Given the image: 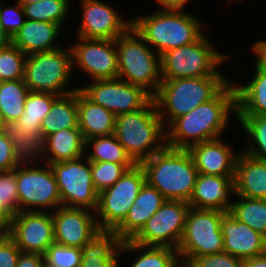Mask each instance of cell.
I'll use <instances>...</instances> for the list:
<instances>
[{
  "label": "cell",
  "mask_w": 266,
  "mask_h": 267,
  "mask_svg": "<svg viewBox=\"0 0 266 267\" xmlns=\"http://www.w3.org/2000/svg\"><path fill=\"white\" fill-rule=\"evenodd\" d=\"M122 240L114 231H99L82 250L80 267H122L118 258Z\"/></svg>",
  "instance_id": "cell-28"
},
{
  "label": "cell",
  "mask_w": 266,
  "mask_h": 267,
  "mask_svg": "<svg viewBox=\"0 0 266 267\" xmlns=\"http://www.w3.org/2000/svg\"><path fill=\"white\" fill-rule=\"evenodd\" d=\"M7 235L22 252L44 255L55 243L52 212H19L11 217Z\"/></svg>",
  "instance_id": "cell-17"
},
{
  "label": "cell",
  "mask_w": 266,
  "mask_h": 267,
  "mask_svg": "<svg viewBox=\"0 0 266 267\" xmlns=\"http://www.w3.org/2000/svg\"><path fill=\"white\" fill-rule=\"evenodd\" d=\"M24 79L0 82V121H16L24 113V104L29 94Z\"/></svg>",
  "instance_id": "cell-34"
},
{
  "label": "cell",
  "mask_w": 266,
  "mask_h": 267,
  "mask_svg": "<svg viewBox=\"0 0 266 267\" xmlns=\"http://www.w3.org/2000/svg\"><path fill=\"white\" fill-rule=\"evenodd\" d=\"M69 47L74 79L79 72L90 81L118 78L116 39L76 37Z\"/></svg>",
  "instance_id": "cell-13"
},
{
  "label": "cell",
  "mask_w": 266,
  "mask_h": 267,
  "mask_svg": "<svg viewBox=\"0 0 266 267\" xmlns=\"http://www.w3.org/2000/svg\"><path fill=\"white\" fill-rule=\"evenodd\" d=\"M15 173L20 212H53L62 207L55 175L49 164L18 165Z\"/></svg>",
  "instance_id": "cell-11"
},
{
  "label": "cell",
  "mask_w": 266,
  "mask_h": 267,
  "mask_svg": "<svg viewBox=\"0 0 266 267\" xmlns=\"http://www.w3.org/2000/svg\"><path fill=\"white\" fill-rule=\"evenodd\" d=\"M184 267H244V260L223 251L193 258Z\"/></svg>",
  "instance_id": "cell-42"
},
{
  "label": "cell",
  "mask_w": 266,
  "mask_h": 267,
  "mask_svg": "<svg viewBox=\"0 0 266 267\" xmlns=\"http://www.w3.org/2000/svg\"><path fill=\"white\" fill-rule=\"evenodd\" d=\"M209 35L205 31L195 42L162 54L161 79L226 76L222 65H228L229 60L232 62L234 55L219 51Z\"/></svg>",
  "instance_id": "cell-5"
},
{
  "label": "cell",
  "mask_w": 266,
  "mask_h": 267,
  "mask_svg": "<svg viewBox=\"0 0 266 267\" xmlns=\"http://www.w3.org/2000/svg\"><path fill=\"white\" fill-rule=\"evenodd\" d=\"M62 30L56 23L26 19L12 43L25 55L53 51L64 46L59 42Z\"/></svg>",
  "instance_id": "cell-23"
},
{
  "label": "cell",
  "mask_w": 266,
  "mask_h": 267,
  "mask_svg": "<svg viewBox=\"0 0 266 267\" xmlns=\"http://www.w3.org/2000/svg\"><path fill=\"white\" fill-rule=\"evenodd\" d=\"M2 1H0V20L4 30L12 39L24 25L26 17L23 7L16 0L12 6Z\"/></svg>",
  "instance_id": "cell-41"
},
{
  "label": "cell",
  "mask_w": 266,
  "mask_h": 267,
  "mask_svg": "<svg viewBox=\"0 0 266 267\" xmlns=\"http://www.w3.org/2000/svg\"><path fill=\"white\" fill-rule=\"evenodd\" d=\"M145 183V171L136 164L112 186L99 192L95 216L100 231H114L124 221Z\"/></svg>",
  "instance_id": "cell-10"
},
{
  "label": "cell",
  "mask_w": 266,
  "mask_h": 267,
  "mask_svg": "<svg viewBox=\"0 0 266 267\" xmlns=\"http://www.w3.org/2000/svg\"><path fill=\"white\" fill-rule=\"evenodd\" d=\"M71 0H41L33 4L21 5L26 19L52 22L62 28L67 25L70 14Z\"/></svg>",
  "instance_id": "cell-36"
},
{
  "label": "cell",
  "mask_w": 266,
  "mask_h": 267,
  "mask_svg": "<svg viewBox=\"0 0 266 267\" xmlns=\"http://www.w3.org/2000/svg\"><path fill=\"white\" fill-rule=\"evenodd\" d=\"M234 187L235 196L266 199V161L241 150L235 164Z\"/></svg>",
  "instance_id": "cell-24"
},
{
  "label": "cell",
  "mask_w": 266,
  "mask_h": 267,
  "mask_svg": "<svg viewBox=\"0 0 266 267\" xmlns=\"http://www.w3.org/2000/svg\"><path fill=\"white\" fill-rule=\"evenodd\" d=\"M78 128L85 140L114 134L116 116L77 90Z\"/></svg>",
  "instance_id": "cell-25"
},
{
  "label": "cell",
  "mask_w": 266,
  "mask_h": 267,
  "mask_svg": "<svg viewBox=\"0 0 266 267\" xmlns=\"http://www.w3.org/2000/svg\"><path fill=\"white\" fill-rule=\"evenodd\" d=\"M250 46L251 53L254 58H252L253 65L259 69L266 70V38L264 37L262 40L256 39V41L252 42Z\"/></svg>",
  "instance_id": "cell-45"
},
{
  "label": "cell",
  "mask_w": 266,
  "mask_h": 267,
  "mask_svg": "<svg viewBox=\"0 0 266 267\" xmlns=\"http://www.w3.org/2000/svg\"><path fill=\"white\" fill-rule=\"evenodd\" d=\"M16 267H45L44 255L21 252Z\"/></svg>",
  "instance_id": "cell-46"
},
{
  "label": "cell",
  "mask_w": 266,
  "mask_h": 267,
  "mask_svg": "<svg viewBox=\"0 0 266 267\" xmlns=\"http://www.w3.org/2000/svg\"><path fill=\"white\" fill-rule=\"evenodd\" d=\"M73 80L77 83V79H74L73 76L72 55L69 45L53 51L27 55L24 82L30 92L66 95L79 89V84L75 85Z\"/></svg>",
  "instance_id": "cell-8"
},
{
  "label": "cell",
  "mask_w": 266,
  "mask_h": 267,
  "mask_svg": "<svg viewBox=\"0 0 266 267\" xmlns=\"http://www.w3.org/2000/svg\"><path fill=\"white\" fill-rule=\"evenodd\" d=\"M21 252L7 234L0 235V267H16Z\"/></svg>",
  "instance_id": "cell-43"
},
{
  "label": "cell",
  "mask_w": 266,
  "mask_h": 267,
  "mask_svg": "<svg viewBox=\"0 0 266 267\" xmlns=\"http://www.w3.org/2000/svg\"><path fill=\"white\" fill-rule=\"evenodd\" d=\"M124 255L133 256L126 267H182L177 249L167 246H144L132 240L122 241L118 254L120 262L124 263Z\"/></svg>",
  "instance_id": "cell-26"
},
{
  "label": "cell",
  "mask_w": 266,
  "mask_h": 267,
  "mask_svg": "<svg viewBox=\"0 0 266 267\" xmlns=\"http://www.w3.org/2000/svg\"><path fill=\"white\" fill-rule=\"evenodd\" d=\"M55 243L82 248L100 231L95 212L85 208L58 207L52 212Z\"/></svg>",
  "instance_id": "cell-18"
},
{
  "label": "cell",
  "mask_w": 266,
  "mask_h": 267,
  "mask_svg": "<svg viewBox=\"0 0 266 267\" xmlns=\"http://www.w3.org/2000/svg\"><path fill=\"white\" fill-rule=\"evenodd\" d=\"M118 78L154 96L160 87V55L131 26L116 39Z\"/></svg>",
  "instance_id": "cell-7"
},
{
  "label": "cell",
  "mask_w": 266,
  "mask_h": 267,
  "mask_svg": "<svg viewBox=\"0 0 266 267\" xmlns=\"http://www.w3.org/2000/svg\"><path fill=\"white\" fill-rule=\"evenodd\" d=\"M1 131L11 141L13 155L19 165L44 163L42 136L21 133L17 121L1 123Z\"/></svg>",
  "instance_id": "cell-30"
},
{
  "label": "cell",
  "mask_w": 266,
  "mask_h": 267,
  "mask_svg": "<svg viewBox=\"0 0 266 267\" xmlns=\"http://www.w3.org/2000/svg\"><path fill=\"white\" fill-rule=\"evenodd\" d=\"M85 141L79 128L55 132L43 140L44 163H59L84 155Z\"/></svg>",
  "instance_id": "cell-29"
},
{
  "label": "cell",
  "mask_w": 266,
  "mask_h": 267,
  "mask_svg": "<svg viewBox=\"0 0 266 267\" xmlns=\"http://www.w3.org/2000/svg\"><path fill=\"white\" fill-rule=\"evenodd\" d=\"M58 97L59 95L50 92H29L24 104V113L16 120L21 133L42 136V120L49 114L53 102Z\"/></svg>",
  "instance_id": "cell-32"
},
{
  "label": "cell",
  "mask_w": 266,
  "mask_h": 267,
  "mask_svg": "<svg viewBox=\"0 0 266 267\" xmlns=\"http://www.w3.org/2000/svg\"><path fill=\"white\" fill-rule=\"evenodd\" d=\"M81 17L75 37L88 39H117L131 26L132 18H126L106 0H78ZM123 15V16H122Z\"/></svg>",
  "instance_id": "cell-16"
},
{
  "label": "cell",
  "mask_w": 266,
  "mask_h": 267,
  "mask_svg": "<svg viewBox=\"0 0 266 267\" xmlns=\"http://www.w3.org/2000/svg\"><path fill=\"white\" fill-rule=\"evenodd\" d=\"M157 3L158 9L162 10H182L186 11L187 4L192 0H154Z\"/></svg>",
  "instance_id": "cell-47"
},
{
  "label": "cell",
  "mask_w": 266,
  "mask_h": 267,
  "mask_svg": "<svg viewBox=\"0 0 266 267\" xmlns=\"http://www.w3.org/2000/svg\"><path fill=\"white\" fill-rule=\"evenodd\" d=\"M11 217L0 207V235L8 234Z\"/></svg>",
  "instance_id": "cell-49"
},
{
  "label": "cell",
  "mask_w": 266,
  "mask_h": 267,
  "mask_svg": "<svg viewBox=\"0 0 266 267\" xmlns=\"http://www.w3.org/2000/svg\"><path fill=\"white\" fill-rule=\"evenodd\" d=\"M79 90L93 103L101 105L115 116L144 108L153 96L144 88L120 78L91 80L80 84Z\"/></svg>",
  "instance_id": "cell-14"
},
{
  "label": "cell",
  "mask_w": 266,
  "mask_h": 267,
  "mask_svg": "<svg viewBox=\"0 0 266 267\" xmlns=\"http://www.w3.org/2000/svg\"><path fill=\"white\" fill-rule=\"evenodd\" d=\"M81 257L80 248L53 243L44 254L45 267H80Z\"/></svg>",
  "instance_id": "cell-40"
},
{
  "label": "cell",
  "mask_w": 266,
  "mask_h": 267,
  "mask_svg": "<svg viewBox=\"0 0 266 267\" xmlns=\"http://www.w3.org/2000/svg\"><path fill=\"white\" fill-rule=\"evenodd\" d=\"M165 200L156 188L146 182L130 207L124 221L114 232L122 241L132 240Z\"/></svg>",
  "instance_id": "cell-22"
},
{
  "label": "cell",
  "mask_w": 266,
  "mask_h": 267,
  "mask_svg": "<svg viewBox=\"0 0 266 267\" xmlns=\"http://www.w3.org/2000/svg\"><path fill=\"white\" fill-rule=\"evenodd\" d=\"M55 175L62 207L85 208L96 211L98 191L91 175V161L85 155L59 163L49 164Z\"/></svg>",
  "instance_id": "cell-12"
},
{
  "label": "cell",
  "mask_w": 266,
  "mask_h": 267,
  "mask_svg": "<svg viewBox=\"0 0 266 267\" xmlns=\"http://www.w3.org/2000/svg\"><path fill=\"white\" fill-rule=\"evenodd\" d=\"M224 252L245 260L266 253V237L227 212L221 221Z\"/></svg>",
  "instance_id": "cell-20"
},
{
  "label": "cell",
  "mask_w": 266,
  "mask_h": 267,
  "mask_svg": "<svg viewBox=\"0 0 266 267\" xmlns=\"http://www.w3.org/2000/svg\"><path fill=\"white\" fill-rule=\"evenodd\" d=\"M136 163L91 162V175L98 193L119 180Z\"/></svg>",
  "instance_id": "cell-38"
},
{
  "label": "cell",
  "mask_w": 266,
  "mask_h": 267,
  "mask_svg": "<svg viewBox=\"0 0 266 267\" xmlns=\"http://www.w3.org/2000/svg\"><path fill=\"white\" fill-rule=\"evenodd\" d=\"M0 207L10 217L20 212L15 168L0 171Z\"/></svg>",
  "instance_id": "cell-39"
},
{
  "label": "cell",
  "mask_w": 266,
  "mask_h": 267,
  "mask_svg": "<svg viewBox=\"0 0 266 267\" xmlns=\"http://www.w3.org/2000/svg\"><path fill=\"white\" fill-rule=\"evenodd\" d=\"M234 199L229 213L266 237V199L243 196H234Z\"/></svg>",
  "instance_id": "cell-35"
},
{
  "label": "cell",
  "mask_w": 266,
  "mask_h": 267,
  "mask_svg": "<svg viewBox=\"0 0 266 267\" xmlns=\"http://www.w3.org/2000/svg\"><path fill=\"white\" fill-rule=\"evenodd\" d=\"M252 66L254 70L247 83L233 80L237 94V116L266 115V70Z\"/></svg>",
  "instance_id": "cell-27"
},
{
  "label": "cell",
  "mask_w": 266,
  "mask_h": 267,
  "mask_svg": "<svg viewBox=\"0 0 266 267\" xmlns=\"http://www.w3.org/2000/svg\"><path fill=\"white\" fill-rule=\"evenodd\" d=\"M84 155L91 162L135 163L114 134L85 140Z\"/></svg>",
  "instance_id": "cell-33"
},
{
  "label": "cell",
  "mask_w": 266,
  "mask_h": 267,
  "mask_svg": "<svg viewBox=\"0 0 266 267\" xmlns=\"http://www.w3.org/2000/svg\"><path fill=\"white\" fill-rule=\"evenodd\" d=\"M233 78L205 76L162 79L153 99L165 129L176 118L213 99Z\"/></svg>",
  "instance_id": "cell-4"
},
{
  "label": "cell",
  "mask_w": 266,
  "mask_h": 267,
  "mask_svg": "<svg viewBox=\"0 0 266 267\" xmlns=\"http://www.w3.org/2000/svg\"><path fill=\"white\" fill-rule=\"evenodd\" d=\"M189 209L188 202L165 200L132 241L144 246L177 249L184 233Z\"/></svg>",
  "instance_id": "cell-15"
},
{
  "label": "cell",
  "mask_w": 266,
  "mask_h": 267,
  "mask_svg": "<svg viewBox=\"0 0 266 267\" xmlns=\"http://www.w3.org/2000/svg\"><path fill=\"white\" fill-rule=\"evenodd\" d=\"M20 5L33 4L41 0H16Z\"/></svg>",
  "instance_id": "cell-51"
},
{
  "label": "cell",
  "mask_w": 266,
  "mask_h": 267,
  "mask_svg": "<svg viewBox=\"0 0 266 267\" xmlns=\"http://www.w3.org/2000/svg\"><path fill=\"white\" fill-rule=\"evenodd\" d=\"M233 1H236V3L239 1L238 4H240V1H241V0H229V3L233 2ZM242 1H243V0H242Z\"/></svg>",
  "instance_id": "cell-52"
},
{
  "label": "cell",
  "mask_w": 266,
  "mask_h": 267,
  "mask_svg": "<svg viewBox=\"0 0 266 267\" xmlns=\"http://www.w3.org/2000/svg\"><path fill=\"white\" fill-rule=\"evenodd\" d=\"M114 135L136 164L166 146V130L154 99L144 108L116 116Z\"/></svg>",
  "instance_id": "cell-6"
},
{
  "label": "cell",
  "mask_w": 266,
  "mask_h": 267,
  "mask_svg": "<svg viewBox=\"0 0 266 267\" xmlns=\"http://www.w3.org/2000/svg\"><path fill=\"white\" fill-rule=\"evenodd\" d=\"M227 212L190 207L177 248L182 266L191 259L224 251L221 221Z\"/></svg>",
  "instance_id": "cell-9"
},
{
  "label": "cell",
  "mask_w": 266,
  "mask_h": 267,
  "mask_svg": "<svg viewBox=\"0 0 266 267\" xmlns=\"http://www.w3.org/2000/svg\"><path fill=\"white\" fill-rule=\"evenodd\" d=\"M220 137L190 146V153L198 174L235 176V164L240 150Z\"/></svg>",
  "instance_id": "cell-19"
},
{
  "label": "cell",
  "mask_w": 266,
  "mask_h": 267,
  "mask_svg": "<svg viewBox=\"0 0 266 267\" xmlns=\"http://www.w3.org/2000/svg\"><path fill=\"white\" fill-rule=\"evenodd\" d=\"M78 128L77 91L59 96L51 106L49 114L42 120L43 140L60 130Z\"/></svg>",
  "instance_id": "cell-31"
},
{
  "label": "cell",
  "mask_w": 266,
  "mask_h": 267,
  "mask_svg": "<svg viewBox=\"0 0 266 267\" xmlns=\"http://www.w3.org/2000/svg\"><path fill=\"white\" fill-rule=\"evenodd\" d=\"M234 196V176L198 174L188 204L190 207L197 209H215L229 212Z\"/></svg>",
  "instance_id": "cell-21"
},
{
  "label": "cell",
  "mask_w": 266,
  "mask_h": 267,
  "mask_svg": "<svg viewBox=\"0 0 266 267\" xmlns=\"http://www.w3.org/2000/svg\"><path fill=\"white\" fill-rule=\"evenodd\" d=\"M237 119V94L231 80L213 99L176 118L166 130V146L188 149L190 146L225 136Z\"/></svg>",
  "instance_id": "cell-1"
},
{
  "label": "cell",
  "mask_w": 266,
  "mask_h": 267,
  "mask_svg": "<svg viewBox=\"0 0 266 267\" xmlns=\"http://www.w3.org/2000/svg\"><path fill=\"white\" fill-rule=\"evenodd\" d=\"M144 15L131 17L132 27L160 56L195 42L209 27L203 22L205 19L187 10H162L157 7L154 12Z\"/></svg>",
  "instance_id": "cell-2"
},
{
  "label": "cell",
  "mask_w": 266,
  "mask_h": 267,
  "mask_svg": "<svg viewBox=\"0 0 266 267\" xmlns=\"http://www.w3.org/2000/svg\"><path fill=\"white\" fill-rule=\"evenodd\" d=\"M26 57L13 43L0 46V82L24 79Z\"/></svg>",
  "instance_id": "cell-37"
},
{
  "label": "cell",
  "mask_w": 266,
  "mask_h": 267,
  "mask_svg": "<svg viewBox=\"0 0 266 267\" xmlns=\"http://www.w3.org/2000/svg\"><path fill=\"white\" fill-rule=\"evenodd\" d=\"M140 165L145 171L146 182L166 200L189 202L198 171L187 149L165 146Z\"/></svg>",
  "instance_id": "cell-3"
},
{
  "label": "cell",
  "mask_w": 266,
  "mask_h": 267,
  "mask_svg": "<svg viewBox=\"0 0 266 267\" xmlns=\"http://www.w3.org/2000/svg\"><path fill=\"white\" fill-rule=\"evenodd\" d=\"M244 267H266V253L245 259Z\"/></svg>",
  "instance_id": "cell-48"
},
{
  "label": "cell",
  "mask_w": 266,
  "mask_h": 267,
  "mask_svg": "<svg viewBox=\"0 0 266 267\" xmlns=\"http://www.w3.org/2000/svg\"><path fill=\"white\" fill-rule=\"evenodd\" d=\"M12 43V39L9 37L7 32L4 30L0 20V46H6Z\"/></svg>",
  "instance_id": "cell-50"
},
{
  "label": "cell",
  "mask_w": 266,
  "mask_h": 267,
  "mask_svg": "<svg viewBox=\"0 0 266 267\" xmlns=\"http://www.w3.org/2000/svg\"><path fill=\"white\" fill-rule=\"evenodd\" d=\"M18 165L13 155L11 141L0 130V171L11 170Z\"/></svg>",
  "instance_id": "cell-44"
}]
</instances>
